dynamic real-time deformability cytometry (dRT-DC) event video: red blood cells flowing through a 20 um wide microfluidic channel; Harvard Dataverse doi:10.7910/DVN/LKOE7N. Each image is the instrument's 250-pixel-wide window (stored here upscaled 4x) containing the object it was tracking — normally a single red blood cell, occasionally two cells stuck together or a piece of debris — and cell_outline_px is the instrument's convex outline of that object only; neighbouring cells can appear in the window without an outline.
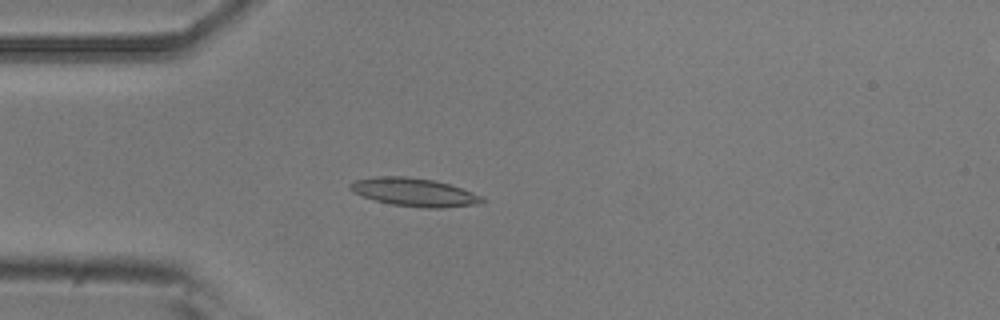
{"species": "common noctule bat (a hibernating species)", "species_latin": "Nyctalus noctula", "temperature_condition": "room temperature", "stored_images_in_passage": 3, "camera_frame_rate_fps": 3000, "um_per_image_px": 0.085, "animal": {"sex": "male", "body_mass_g": 20.5, "forearm_length_mm": 52.5}, "frame": {"image": 1, "passage_image": 3, "time_ms": 0.667, "image_size_px": [1000, 320], "cell_outline_px": [[488, 200], [484, 204], [444, 208], [420, 208], [392, 204], [376, 200], [352, 192], [348, 188], [348, 184], [356, 180], [376, 176], [408, 176], [432, 180], [448, 184], [484, 196]], "centroid_in_image_um": [35.27, 16.35], "position_along_channel_um": 49.7, "area_um2": 21.96}}